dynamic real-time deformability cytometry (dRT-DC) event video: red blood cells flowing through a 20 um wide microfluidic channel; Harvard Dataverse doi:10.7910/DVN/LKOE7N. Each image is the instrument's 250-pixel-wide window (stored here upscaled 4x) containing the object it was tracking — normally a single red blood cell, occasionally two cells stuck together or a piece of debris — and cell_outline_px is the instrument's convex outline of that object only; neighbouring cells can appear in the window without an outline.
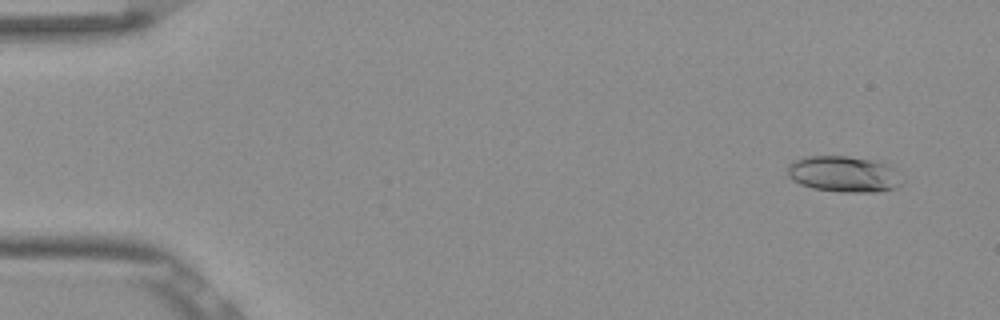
{"species": "Egyptian fruit bat (a non-hibernating species)", "species_latin": "Rousettus aegyptiacus", "temperature_condition": "room temperature", "stored_images_in_passage": 52, "camera_frame_rate_fps": 3000, "um_per_image_px": 0.085, "frame": {"image": 1, "passage_image": 4, "time_ms": 1.0, "image_size_px": [1000, 320], "cell_outline_px": [[900, 184], [896, 188], [876, 192], [840, 192], [812, 188], [800, 184], [792, 180], [788, 176], [788, 164], [804, 156], [848, 156], [880, 160], [888, 164], [892, 168]], "centroid_in_image_um": [71.67, 14.78], "position_along_channel_um": 13.3, "area_um2": 24.04}}
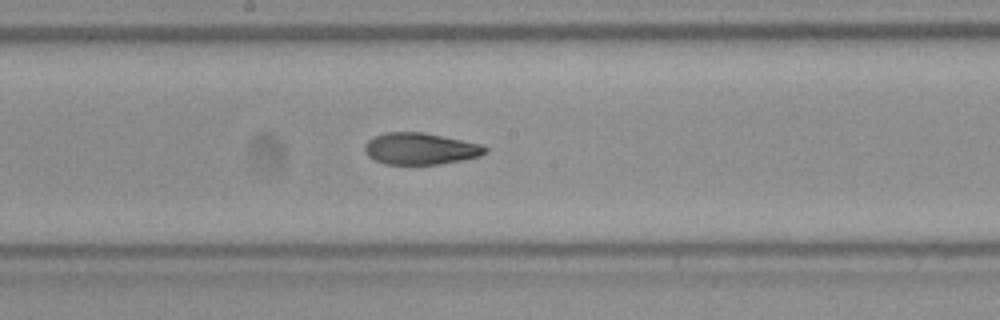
{"frame": {"image": 2, "passage_image": 29, "time_ms": 9.333, "image_size_px": [1000, 320], "cell_outline_px": [[488, 148], [480, 156], [460, 160], [436, 164], [384, 164], [368, 156], [364, 152], [364, 144], [368, 140], [384, 132], [424, 132], [484, 144]], "centroid_in_image_um": [35.72, 12.63], "position_along_channel_um": 212.5, "area_um2": 22.25}}
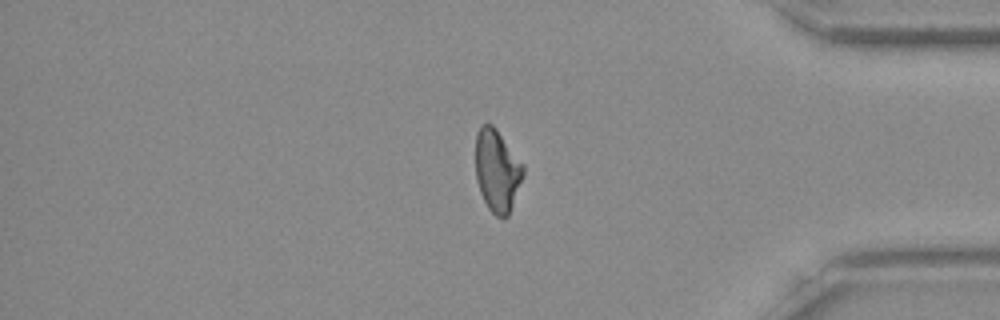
{"frame": {"image": 3, "passage_image": 45, "time_ms": 14.667, "image_size_px": [1000, 320], "cell_outline_px": [[524, 176], [508, 216], [504, 220], [496, 216], [488, 208], [480, 192], [476, 180], [476, 132], [480, 124], [492, 124], [496, 128], [524, 164]], "centroid_in_image_um": [42.26, 14.5], "position_along_channel_um": 392.9, "area_um2": 23.12}}